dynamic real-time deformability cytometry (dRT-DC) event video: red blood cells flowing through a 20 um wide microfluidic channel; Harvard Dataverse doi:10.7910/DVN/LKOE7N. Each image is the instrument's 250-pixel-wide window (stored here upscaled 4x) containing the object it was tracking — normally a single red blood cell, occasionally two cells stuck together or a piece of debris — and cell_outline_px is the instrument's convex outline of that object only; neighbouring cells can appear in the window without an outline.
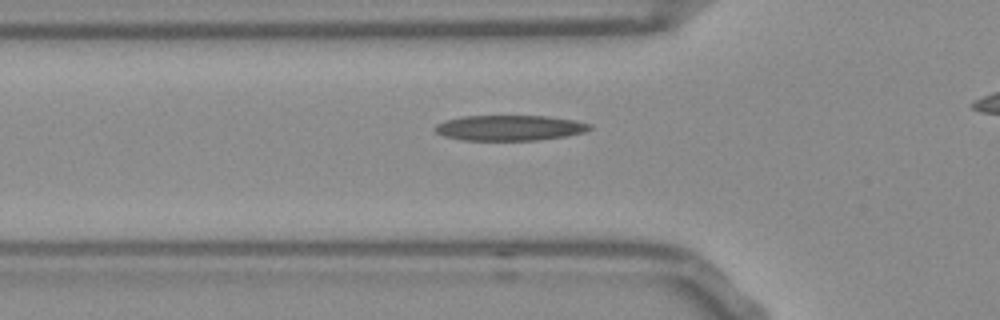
{"species": "Egyptian fruit bat (a non-hibernating species)", "species_latin": "Rousettus aegyptiacus", "temperature_condition": "room temperature", "stored_images_in_passage": 38, "camera_frame_rate_fps": 3000, "um_per_image_px": 0.085, "frame": {"image": 1, "passage_image": 12, "time_ms": 3.667, "image_size_px": [1000, 320], "cell_outline_px": [[592, 128], [584, 132], [564, 136], [536, 140], [464, 140], [444, 136], [436, 132], [432, 128], [436, 124], [444, 120], [460, 116], [548, 116], [576, 120], [592, 124]], "centroid_in_image_um": [43.29, 10.86], "position_along_channel_um": 82.5, "area_um2": 23.0}}
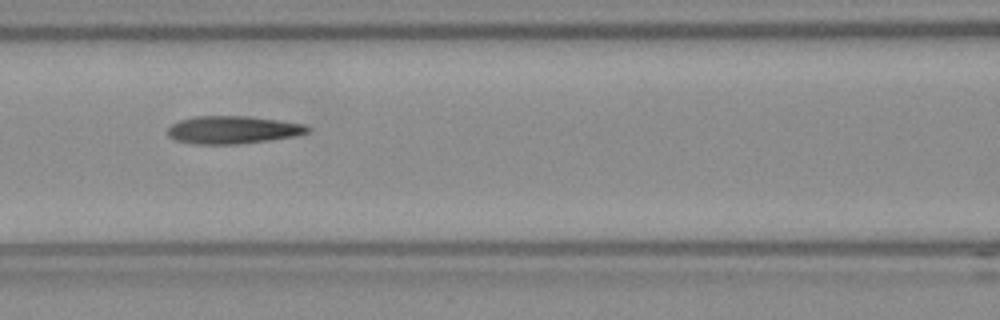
{"frame": {"image": 2, "passage_image": 17, "time_ms": 5.333, "image_size_px": [1000, 320], "cell_outline_px": [[312, 128], [308, 132], [296, 136], [268, 140], [236, 144], [192, 144], [176, 140], [168, 136], [168, 128], [172, 124], [180, 120], [192, 116], [248, 116], [304, 124]], "centroid_in_image_um": [19.77, 11.03], "position_along_channel_um": 146.8, "area_um2": 22.6}}